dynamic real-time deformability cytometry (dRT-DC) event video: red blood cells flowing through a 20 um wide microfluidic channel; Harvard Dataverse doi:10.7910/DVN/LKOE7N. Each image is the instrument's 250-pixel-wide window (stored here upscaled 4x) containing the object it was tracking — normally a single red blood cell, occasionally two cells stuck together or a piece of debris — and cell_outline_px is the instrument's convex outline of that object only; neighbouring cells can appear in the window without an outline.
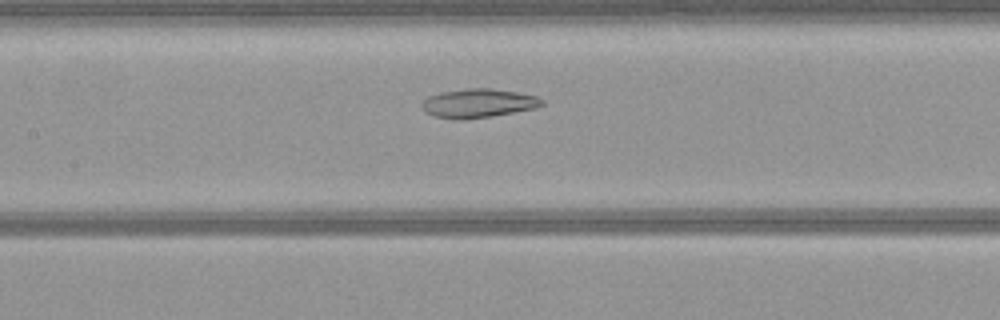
{"species": "common noctule bat (a hibernating species)", "species_latin": "Nyctalus noctula", "temperature_condition": "warm", "stored_images_in_passage": 48, "camera_frame_rate_fps": 3000, "um_per_image_px": 0.085, "animal": {"sex": "female", "body_mass_g": 21.9}, "frame": {"image": 1, "passage_image": 20, "time_ms": 6.333, "image_size_px": [1000, 320], "cell_outline_px": [[544, 104], [536, 108], [492, 116], [468, 120], [456, 120], [436, 116], [424, 112], [420, 104], [428, 96], [440, 92], [468, 88], [492, 88], [516, 92], [536, 96], [544, 100]], "centroid_in_image_um": [40.63, 8.78], "position_along_channel_um": 166.8, "area_um2": 20.4}}
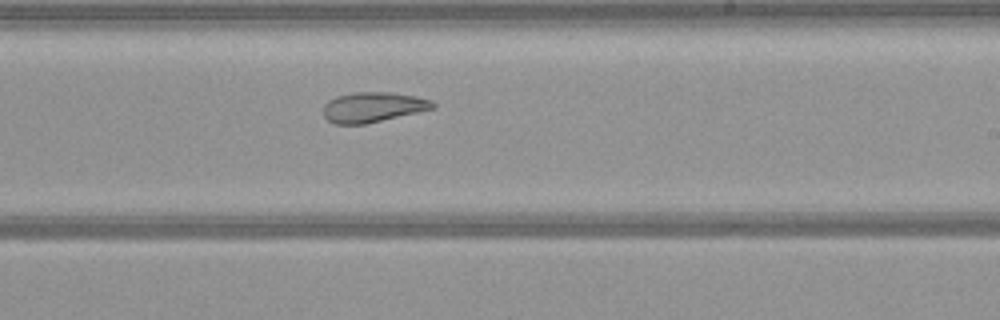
{"frame": {"image": 2, "passage_image": 27, "time_ms": 8.667, "image_size_px": [1000, 320], "cell_outline_px": [[436, 108], [364, 124], [336, 124], [328, 120], [324, 116], [324, 104], [328, 100], [336, 96], [352, 92], [392, 92], [416, 96], [432, 100], [436, 104]], "centroid_in_image_um": [31.71, 9.09], "position_along_channel_um": 257.3, "area_um2": 19.25}}
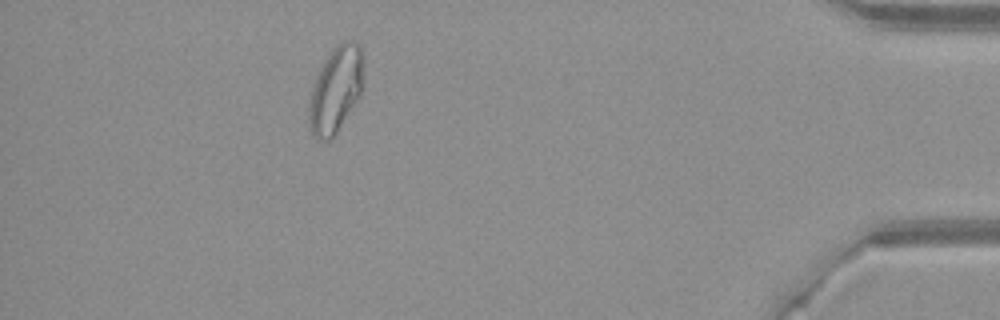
{"frame": {"image": 3, "passage_image": 43, "time_ms": 14.0, "image_size_px": [1000, 320], "cell_outline_px": [[364, 80], [360, 96], [336, 136], [328, 140], [316, 140], [312, 136], [308, 128], [308, 104], [312, 88], [316, 76], [320, 68], [332, 48], [336, 44], [344, 40], [356, 40], [364, 56]], "centroid_in_image_um": [28.55, 7.64], "position_along_channel_um": 406.7, "area_um2": 28.32}}